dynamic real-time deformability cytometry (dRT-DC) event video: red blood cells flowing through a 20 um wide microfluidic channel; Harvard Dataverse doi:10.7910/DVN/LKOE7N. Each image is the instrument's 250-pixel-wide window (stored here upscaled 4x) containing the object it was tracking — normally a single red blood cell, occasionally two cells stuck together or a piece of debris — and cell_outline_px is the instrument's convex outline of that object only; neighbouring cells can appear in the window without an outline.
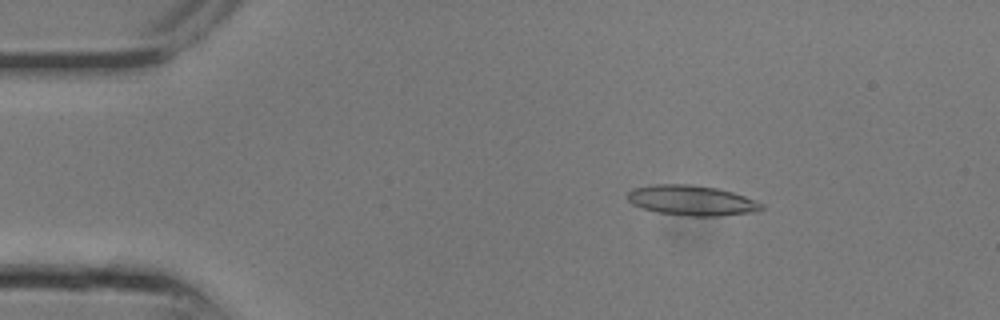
{"species": "common noctule bat (a hibernating species)", "species_latin": "Nyctalus noctula", "temperature_condition": "room temperature", "stored_images_in_passage": 9, "camera_frame_rate_fps": 3000, "um_per_image_px": 0.085, "animal": {"sex": "male", "body_mass_g": 13.3}, "frame": {"image": 1, "passage_image": 4, "time_ms": 1.0, "image_size_px": [1000, 320], "cell_outline_px": [[764, 208], [752, 212], [720, 216], [688, 216], [656, 212], [640, 208], [632, 204], [628, 200], [628, 192], [632, 188], [652, 184], [688, 184], [716, 188], [732, 192], [744, 196], [764, 204]], "centroid_in_image_um": [58.75, 17.04], "position_along_channel_um": 26.2, "area_um2": 23.58}}
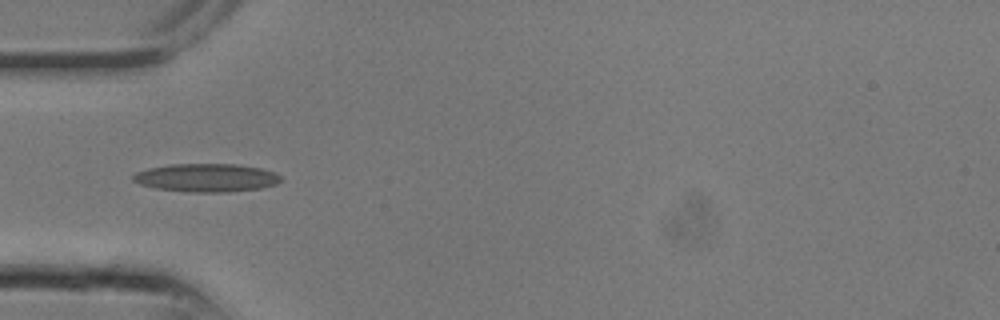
{"frame": {"image": 2, "passage_image": 8, "time_ms": 2.333, "image_size_px": [1000, 320], "cell_outline_px": [[284, 180], [276, 184], [260, 188], [228, 192], [188, 192], [156, 188], [140, 184], [132, 180], [132, 176], [136, 172], [148, 168], [172, 164], [236, 164], [260, 168], [276, 172]], "centroid_in_image_um": [17.56, 15.11], "position_along_channel_um": 67.4, "area_um2": 24.39}}